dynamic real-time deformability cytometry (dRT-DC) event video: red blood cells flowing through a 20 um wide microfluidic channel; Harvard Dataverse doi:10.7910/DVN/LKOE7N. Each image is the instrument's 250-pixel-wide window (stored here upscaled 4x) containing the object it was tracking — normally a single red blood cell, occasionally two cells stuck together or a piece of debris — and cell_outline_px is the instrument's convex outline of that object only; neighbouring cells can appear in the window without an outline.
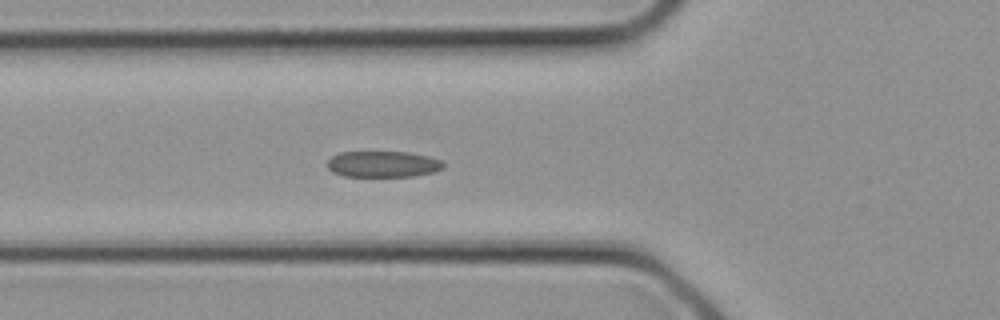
{"species": "common noctule bat (a hibernating species)", "species_latin": "Nyctalus noctula", "temperature_condition": "cold", "stored_images_in_passage": 18, "camera_frame_rate_fps": 3000, "um_per_image_px": 0.085, "animal": {"sex": "female", "body_mass_g": 21.9}, "frame": {"image": 1, "passage_image": 11, "time_ms": 3.333, "image_size_px": [1000, 320], "cell_outline_px": [[444, 168], [432, 172], [416, 176], [344, 176], [332, 172], [328, 168], [328, 160], [332, 156], [340, 152], [408, 152], [428, 156], [440, 160], [444, 164]], "centroid_in_image_um": [32.55, 13.95], "position_along_channel_um": 93.3, "area_um2": 17.63}}
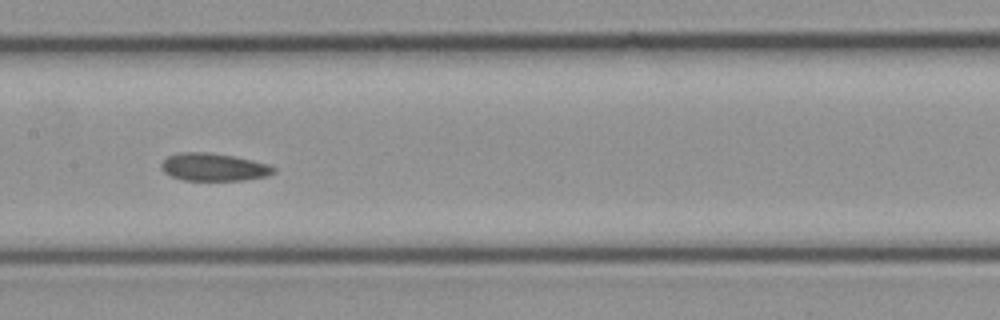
{"frame": {"image": 2, "passage_image": 15, "time_ms": 4.667, "image_size_px": [1000, 320], "cell_outline_px": [[276, 172], [268, 176], [244, 180], [184, 180], [172, 176], [164, 172], [160, 168], [160, 164], [168, 156], [180, 152], [212, 152], [236, 156], [268, 164], [276, 168]], "centroid_in_image_um": [18.19, 14.19], "position_along_channel_um": 189.2, "area_um2": 18.32}}
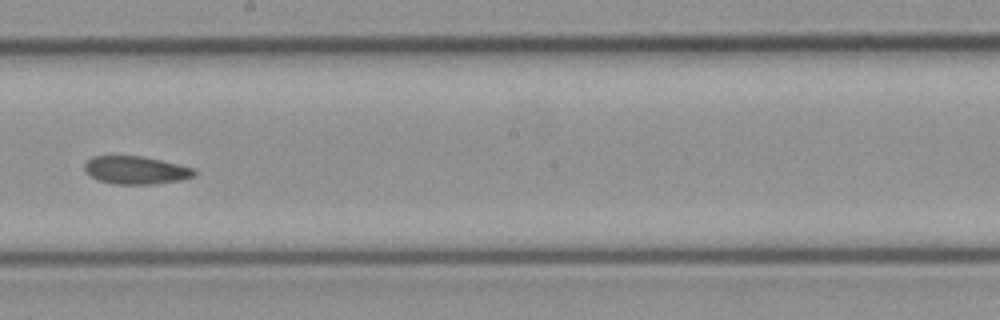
{"frame": {"image": 3, "passage_image": 17, "time_ms": 5.333, "image_size_px": [1000, 320], "cell_outline_px": [[196, 176], [180, 180], [152, 184], [116, 184], [100, 180], [92, 176], [84, 168], [84, 164], [92, 156], [144, 156], [192, 168], [196, 172]], "centroid_in_image_um": [11.56, 14.46], "position_along_channel_um": 236.6, "area_um2": 17.57}}